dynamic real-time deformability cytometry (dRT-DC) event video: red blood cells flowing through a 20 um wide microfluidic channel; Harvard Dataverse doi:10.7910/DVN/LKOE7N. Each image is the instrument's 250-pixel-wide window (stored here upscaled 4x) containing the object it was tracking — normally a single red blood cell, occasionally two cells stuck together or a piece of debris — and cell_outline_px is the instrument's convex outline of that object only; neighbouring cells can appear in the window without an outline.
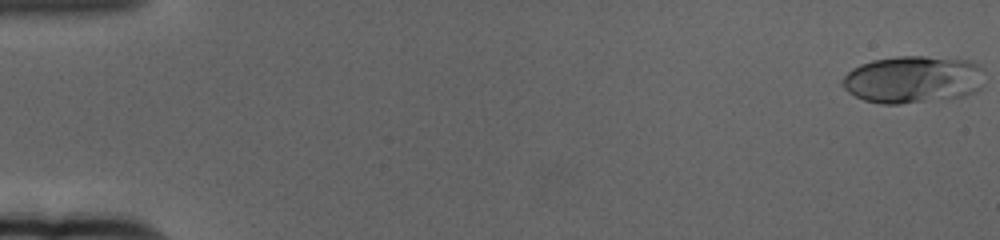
{"species": "human", "species_latin": "Homo sapiens", "temperature_condition": "cold", "stored_images_in_passage": 61, "camera_frame_rate_fps": 3000, "um_per_image_px": 0.085, "donor": {"sex": "female"}, "frame": {"image": 1, "passage_image": 1, "time_ms": 0.0, "image_size_px": [1000, 240], "cell_outline_px": [[984, 84], [980, 88], [964, 96], [900, 104], [880, 104], [864, 100], [848, 92], [840, 84], [840, 80], [852, 68], [860, 64], [872, 60], [896, 56], [924, 56], [972, 60], [980, 68]], "centroid_in_image_um": [77.56, 6.75], "position_along_channel_um": 7.4, "area_um2": 39.36}}
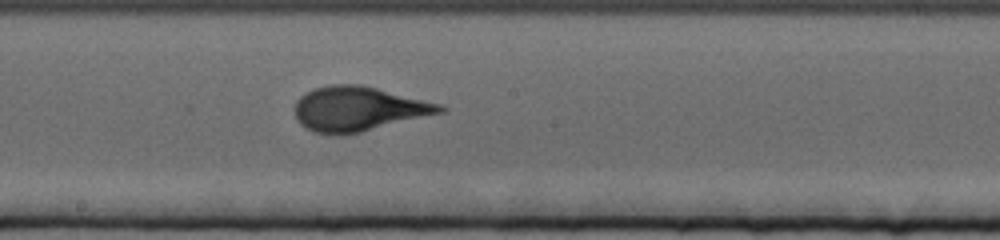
{"frame": {"image": 2, "passage_image": 34, "time_ms": 11.0, "image_size_px": [1000, 240], "cell_outline_px": [[448, 108], [444, 112], [360, 132], [340, 136], [312, 132], [304, 128], [296, 120], [296, 100], [300, 96], [316, 88], [328, 84], [360, 84], [440, 104]], "centroid_in_image_um": [30.42, 9.27], "position_along_channel_um": 217.8, "area_um2": 37.57}}
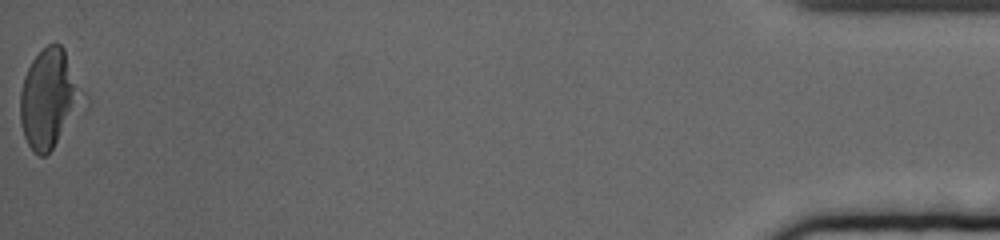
{"frame": {"image": 3, "passage_image": 61, "time_ms": 20.0, "image_size_px": [1000, 240], "cell_outline_px": [[76, 92], [72, 108], [52, 148], [44, 156], [40, 156], [32, 152], [24, 136], [20, 124], [20, 92], [24, 76], [32, 60], [48, 44], [60, 44], [64, 48], [76, 88]], "centroid_in_image_um": [3.94, 8.36], "position_along_channel_um": 431.3, "area_um2": 32.25}, "authors_computed_cell_mechanics": {"area_um2": 36.5296, "velocity_mm_per_s": 3.371, "shape_relaxation_time_tau1_ms": 4.43, "shape_relaxation_time_tau2_ms": null, "deformation_change_tau1": 0.1854, "deformation_change_tau2": null}}